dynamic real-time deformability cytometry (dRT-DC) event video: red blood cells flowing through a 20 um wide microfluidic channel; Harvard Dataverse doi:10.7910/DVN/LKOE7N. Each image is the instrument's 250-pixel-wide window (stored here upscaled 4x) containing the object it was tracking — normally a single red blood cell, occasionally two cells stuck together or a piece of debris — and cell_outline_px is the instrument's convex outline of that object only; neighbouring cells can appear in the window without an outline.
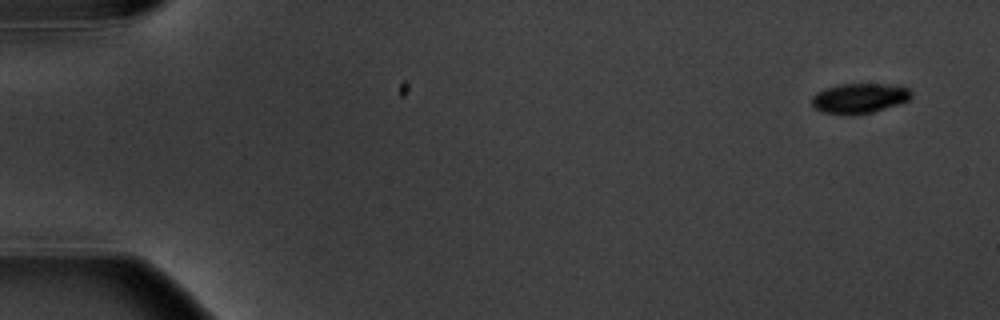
{"species": "common noctule bat (a hibernating species)", "species_latin": "Nyctalus noctula", "temperature_condition": "warm", "stored_images_in_passage": 5, "camera_frame_rate_fps": 3000, "um_per_image_px": 0.085, "animal": {"sex": "male", "body_mass_g": 20.1, "forearm_length_mm": 53.5}, "frame": {"image": 1, "passage_image": 1, "time_ms": 0.0, "image_size_px": [1000, 320], "cell_outline_px": [[912, 96], [908, 100], [872, 112], [852, 116], [824, 112], [816, 108], [812, 104], [812, 96], [816, 92], [824, 88], [840, 84], [900, 84], [908, 88], [912, 92]], "centroid_in_image_um": [73.05, 8.34], "position_along_channel_um": 11.9, "area_um2": 17.51}}